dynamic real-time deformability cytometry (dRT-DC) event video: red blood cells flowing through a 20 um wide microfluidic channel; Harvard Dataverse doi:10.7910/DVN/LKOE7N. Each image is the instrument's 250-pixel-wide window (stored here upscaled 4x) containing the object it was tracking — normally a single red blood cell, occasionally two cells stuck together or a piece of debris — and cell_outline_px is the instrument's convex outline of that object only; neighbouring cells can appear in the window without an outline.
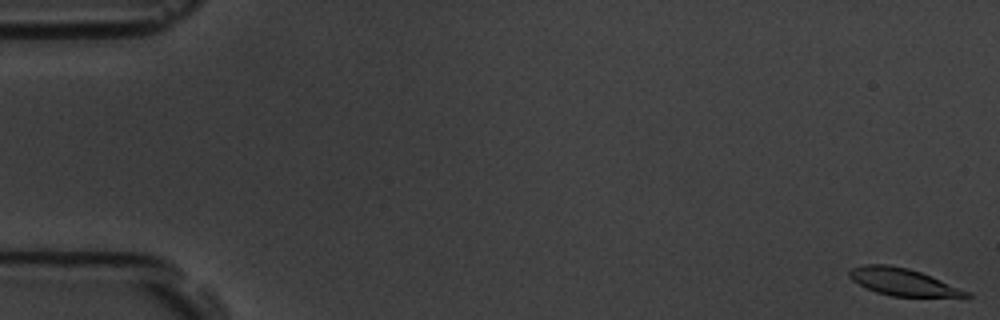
{"species": "common noctule bat (a hibernating species)", "species_latin": "Nyctalus noctula", "temperature_condition": "room temperature", "stored_images_in_passage": 6, "camera_frame_rate_fps": 3000, "um_per_image_px": 0.085, "animal": {"sex": "male", "body_mass_g": 19.5, "forearm_length_mm": 54.6}, "frame": {"image": 1, "passage_image": 1, "time_ms": 0.0, "image_size_px": [1000, 320], "cell_outline_px": [[972, 296], [968, 300], [892, 296], [876, 292], [852, 280], [848, 276], [848, 272], [852, 268], [864, 264], [888, 264], [908, 268], [920, 272], [940, 280], [968, 292]], "centroid_in_image_um": [76.86, 24.02], "position_along_channel_um": 8.1, "area_um2": 19.13}}
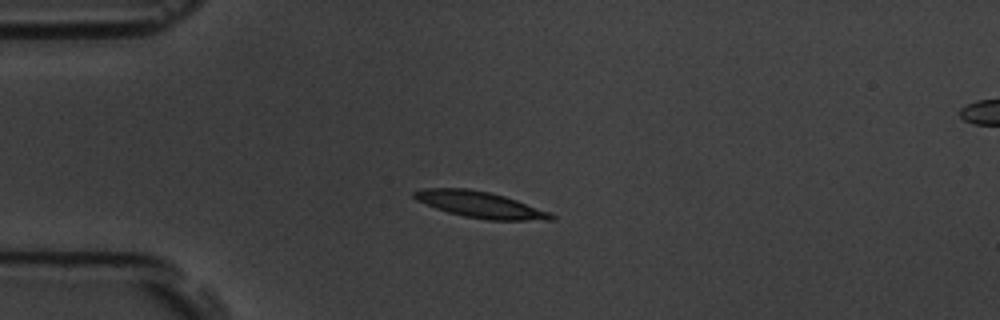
{"frame": {"image": 2, "passage_image": 5, "time_ms": 1.333, "image_size_px": [1000, 320], "cell_outline_px": [[556, 220], [488, 220], [464, 216], [448, 212], [436, 208], [416, 200], [412, 196], [412, 192], [424, 188], [468, 188], [488, 192], [504, 196], [516, 200], [548, 212], [556, 216]], "centroid_in_image_um": [40.78, 17.39], "position_along_channel_um": 44.2, "area_um2": 20.75}}